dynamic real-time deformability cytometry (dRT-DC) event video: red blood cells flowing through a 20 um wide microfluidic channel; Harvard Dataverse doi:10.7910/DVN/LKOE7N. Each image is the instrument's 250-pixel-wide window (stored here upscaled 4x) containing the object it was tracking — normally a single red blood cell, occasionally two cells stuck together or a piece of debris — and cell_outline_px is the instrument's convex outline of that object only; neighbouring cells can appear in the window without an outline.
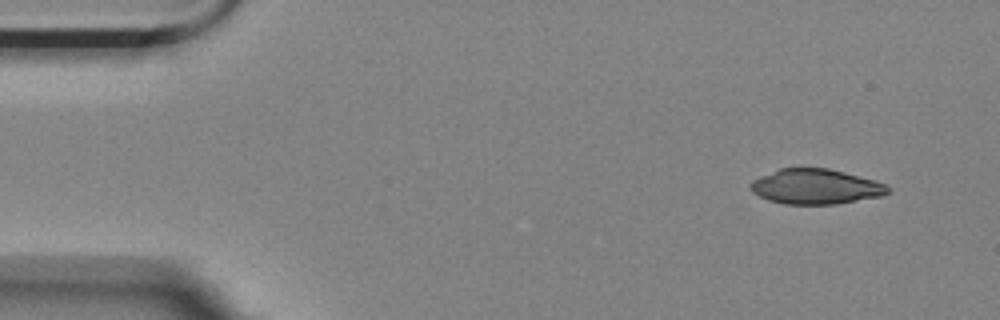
{"species": "Egyptian fruit bat (a non-hibernating species)", "species_latin": "Rousettus aegyptiacus", "temperature_condition": "room temperature", "stored_images_in_passage": 4, "camera_frame_rate_fps": 3000, "um_per_image_px": 0.085, "animal": {"sex": "female"}, "frame": {"image": 1, "passage_image": 1, "time_ms": 0.0, "image_size_px": [1000, 320], "cell_outline_px": [[892, 192], [880, 196], [836, 204], [784, 204], [768, 200], [752, 192], [748, 188], [748, 184], [752, 180], [760, 176], [780, 168], [828, 168], [876, 180], [892, 188]], "centroid_in_image_um": [69.32, 15.86], "position_along_channel_um": 15.7, "area_um2": 28.26}}
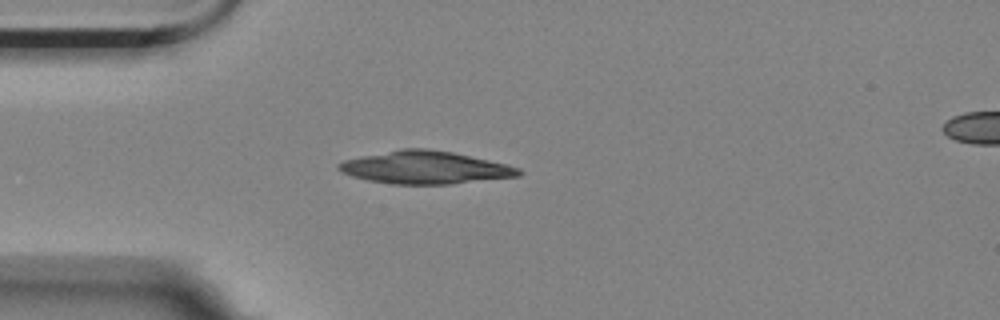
{"frame": {"image": 2, "passage_image": 4, "time_ms": 1.0, "image_size_px": [1000, 320], "cell_outline_px": [[524, 172], [520, 176], [452, 184], [392, 184], [368, 180], [352, 176], [340, 172], [336, 168], [336, 164], [344, 160], [400, 148], [428, 148], [452, 152], [508, 164], [520, 168]], "centroid_in_image_um": [36.15, 14.24], "position_along_channel_um": 48.9, "area_um2": 34.51}}